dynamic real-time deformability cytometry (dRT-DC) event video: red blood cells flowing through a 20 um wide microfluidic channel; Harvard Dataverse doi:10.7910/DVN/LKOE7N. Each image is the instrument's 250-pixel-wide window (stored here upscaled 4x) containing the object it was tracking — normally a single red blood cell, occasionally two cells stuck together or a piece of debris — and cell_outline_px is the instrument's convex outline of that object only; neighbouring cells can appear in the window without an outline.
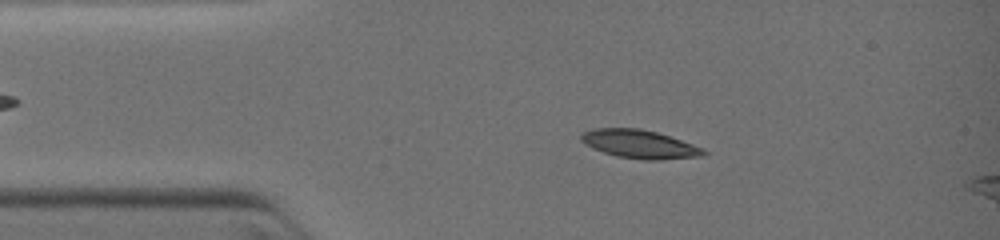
{"species": "common noctule bat (a hibernating species)", "species_latin": "Nyctalus noctula", "temperature_condition": "warm", "stored_images_in_passage": 2, "camera_frame_rate_fps": 3000, "um_per_image_px": 0.085, "animal": {"sex": "female", "body_mass_g": 19.0, "forearm_length_mm": 51.5}, "frame": {"image": 1, "passage_image": 1, "time_ms": 0.0, "image_size_px": [1000, 240], "cell_outline_px": [[708, 152], [704, 156], [660, 160], [644, 160], [616, 156], [592, 148], [584, 144], [580, 140], [580, 136], [584, 132], [592, 128], [640, 128], [656, 132], [704, 148]], "centroid_in_image_um": [54.36, 12.26], "position_along_channel_um": 30.6, "area_um2": 20.35}}